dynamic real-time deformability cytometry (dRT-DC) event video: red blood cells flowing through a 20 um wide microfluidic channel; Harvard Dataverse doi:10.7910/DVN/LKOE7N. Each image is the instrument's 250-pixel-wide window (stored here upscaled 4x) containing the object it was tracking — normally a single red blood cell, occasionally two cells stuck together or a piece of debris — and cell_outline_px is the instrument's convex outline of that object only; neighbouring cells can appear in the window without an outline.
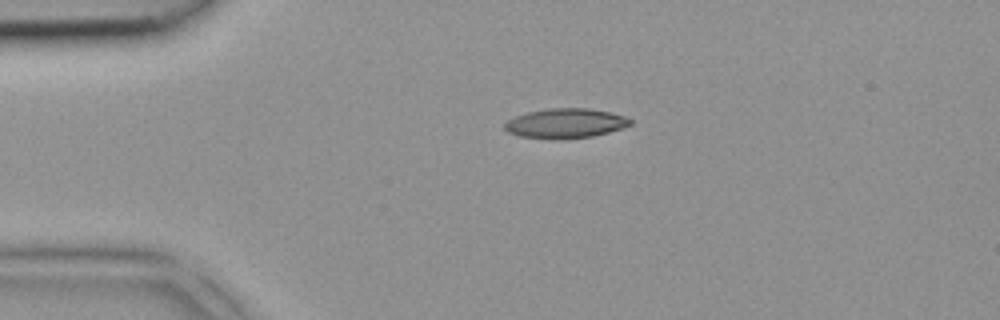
{"species": "common noctule bat (a hibernating species)", "species_latin": "Nyctalus noctula", "temperature_condition": "room temperature", "stored_images_in_passage": 2, "camera_frame_rate_fps": 3000, "um_per_image_px": 0.085, "animal": {"sex": "female", "body_mass_g": 18.4}, "frame": {"image": 1, "passage_image": 1, "time_ms": 0.0, "image_size_px": [1000, 320], "cell_outline_px": [[632, 124], [624, 128], [592, 136], [560, 140], [556, 140], [520, 136], [508, 132], [504, 128], [504, 124], [508, 120], [516, 116], [528, 112], [548, 108], [588, 108], [612, 112], [624, 116], [632, 120]], "centroid_in_image_um": [48.08, 10.49], "position_along_channel_um": 36.9, "area_um2": 21.91}}